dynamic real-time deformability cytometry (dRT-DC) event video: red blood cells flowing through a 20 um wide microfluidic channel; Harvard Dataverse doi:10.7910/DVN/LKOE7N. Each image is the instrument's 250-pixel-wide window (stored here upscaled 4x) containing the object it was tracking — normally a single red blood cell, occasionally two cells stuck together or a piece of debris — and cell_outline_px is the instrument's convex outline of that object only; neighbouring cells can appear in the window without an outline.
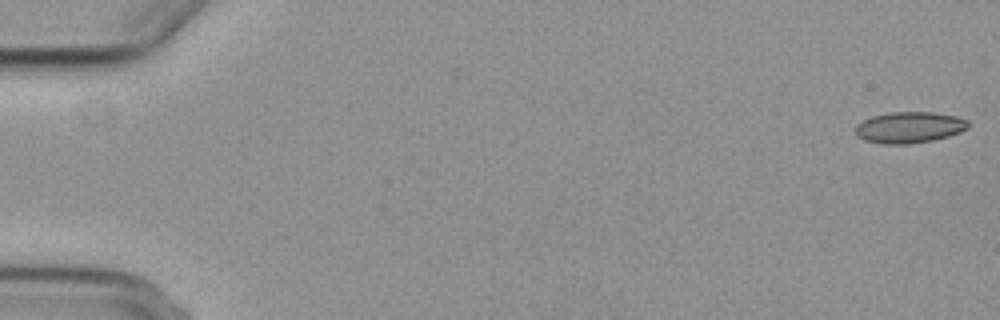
{"species": "common noctule bat (a hibernating species)", "species_latin": "Nyctalus noctula", "temperature_condition": "cold", "stored_images_in_passage": 2, "camera_frame_rate_fps": 3000, "um_per_image_px": 0.085, "animal": {"sex": "female", "body_mass_g": 29.2, "forearm_length_mm": 56.3}, "frame": {"image": 1, "passage_image": 1, "time_ms": 0.0, "image_size_px": [1000, 320], "cell_outline_px": [[968, 128], [960, 132], [948, 136], [932, 140], [908, 144], [880, 144], [864, 140], [856, 136], [856, 124], [872, 116], [888, 112], [932, 112], [956, 116], [968, 120]], "centroid_in_image_um": [77.27, 10.83], "position_along_channel_um": 7.7, "area_um2": 20.58}}